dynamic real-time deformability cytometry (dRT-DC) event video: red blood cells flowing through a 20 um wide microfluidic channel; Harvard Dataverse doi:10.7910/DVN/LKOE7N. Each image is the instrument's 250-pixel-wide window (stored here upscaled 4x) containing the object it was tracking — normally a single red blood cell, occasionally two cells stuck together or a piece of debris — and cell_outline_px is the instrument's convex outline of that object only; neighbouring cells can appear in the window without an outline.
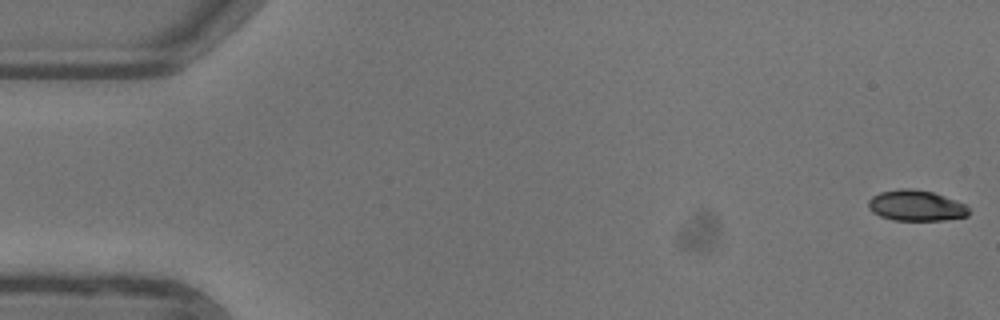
{"species": "common noctule bat (a hibernating species)", "species_latin": "Nyctalus noctula", "temperature_condition": "warm", "stored_images_in_passage": 52, "camera_frame_rate_fps": 3000, "um_per_image_px": 0.085, "animal": {"sex": "female"}, "frame": {"image": 1, "passage_image": 1, "time_ms": 0.0, "image_size_px": [1000, 320], "cell_outline_px": [[968, 216], [944, 220], [892, 220], [880, 216], [872, 212], [868, 208], [868, 200], [872, 196], [880, 192], [900, 188], [912, 188], [932, 192], [956, 200], [964, 204], [968, 208]], "centroid_in_image_um": [77.83, 17.47], "position_along_channel_um": 7.2, "area_um2": 18.03}}
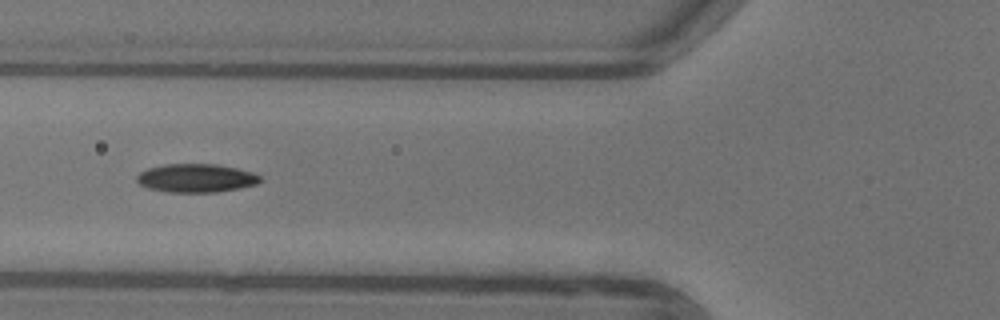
{"frame": {"image": 2, "passage_image": 20, "time_ms": 6.333, "image_size_px": [1000, 320], "cell_outline_px": [[264, 180], [256, 184], [240, 188], [216, 192], [168, 192], [148, 188], [140, 184], [136, 180], [136, 176], [140, 172], [148, 168], [164, 164], [216, 164], [236, 168], [252, 172], [260, 176]], "centroid_in_image_um": [16.68, 15.14], "position_along_channel_um": 109.1, "area_um2": 20.52}}
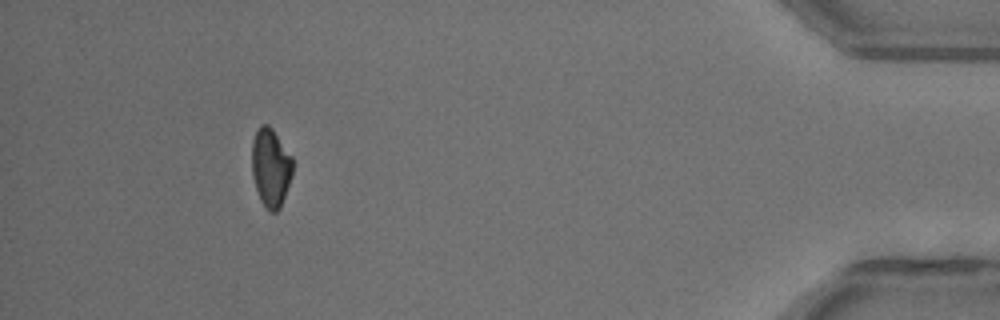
{"frame": {"image": 3, "passage_image": 48, "time_ms": 15.667, "image_size_px": [1000, 320], "cell_outline_px": [[292, 172], [280, 208], [276, 212], [268, 212], [260, 200], [252, 176], [252, 140], [260, 124], [268, 124], [272, 128], [292, 156]], "centroid_in_image_um": [22.99, 14.23], "position_along_channel_um": 412.2, "area_um2": 18.61}, "authors_computed_cell_mechanics": {"area_um2": 19.4786, "velocity_mm_per_s": 3.9619, "shape_relaxation_time_tau1_ms": 5.2852, "shape_relaxation_time_tau2_ms": null, "deformation_change_tau1": 0.1553, "deformation_change_tau2": null}}